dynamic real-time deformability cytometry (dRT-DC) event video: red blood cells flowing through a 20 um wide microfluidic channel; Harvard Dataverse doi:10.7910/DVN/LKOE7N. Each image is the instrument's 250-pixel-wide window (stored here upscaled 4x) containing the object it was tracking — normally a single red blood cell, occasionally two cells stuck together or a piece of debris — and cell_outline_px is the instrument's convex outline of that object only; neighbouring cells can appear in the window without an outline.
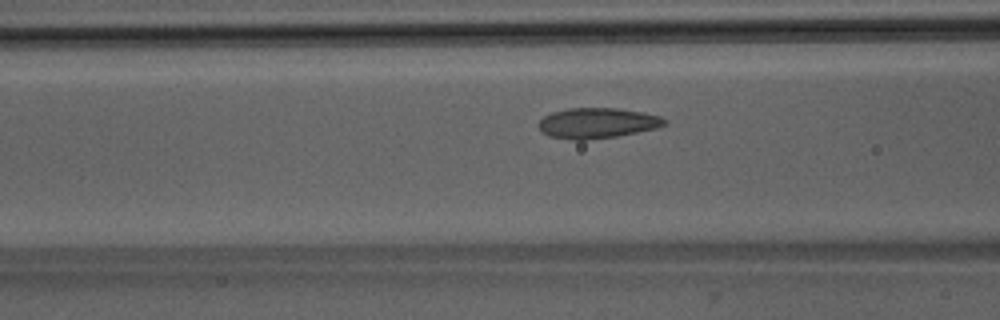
{"species": "Egyptian fruit bat (a non-hibernating species)", "species_latin": "Rousettus aegyptiacus", "temperature_condition": "room temperature", "stored_images_in_passage": 45, "camera_frame_rate_fps": 3000, "um_per_image_px": 0.085, "animal": {"sex": "male"}, "frame": {"image": 1, "passage_image": 14, "time_ms": 4.333, "image_size_px": [1000, 320], "cell_outline_px": [[668, 124], [656, 128], [616, 136], [584, 140], [576, 140], [548, 136], [540, 132], [536, 124], [544, 116], [552, 112], [568, 108], [616, 108], [640, 112], [660, 116], [668, 120]], "centroid_in_image_um": [50.73, 10.46], "position_along_channel_um": 115.9, "area_um2": 22.37}}
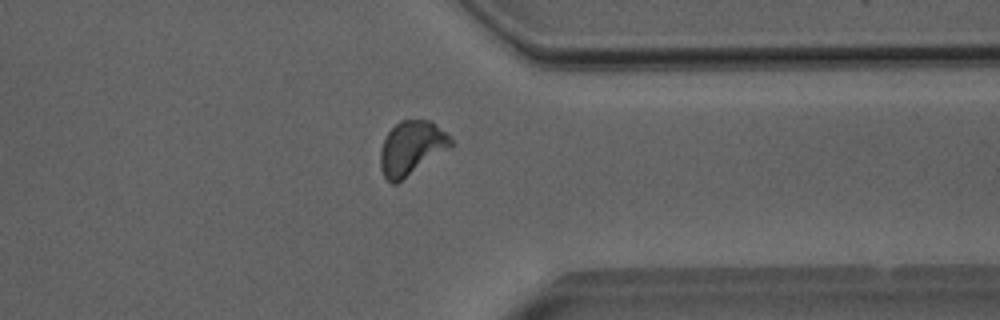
{"frame": {"image": 2, "passage_image": 34, "time_ms": 11.0, "image_size_px": [1000, 320], "cell_outline_px": [[456, 144], [452, 148], [396, 184], [392, 184], [384, 176], [380, 168], [380, 152], [384, 140], [388, 132], [400, 120], [432, 120]], "centroid_in_image_um": [35.0, 12.59], "position_along_channel_um": 376.4, "area_um2": 22.37}}
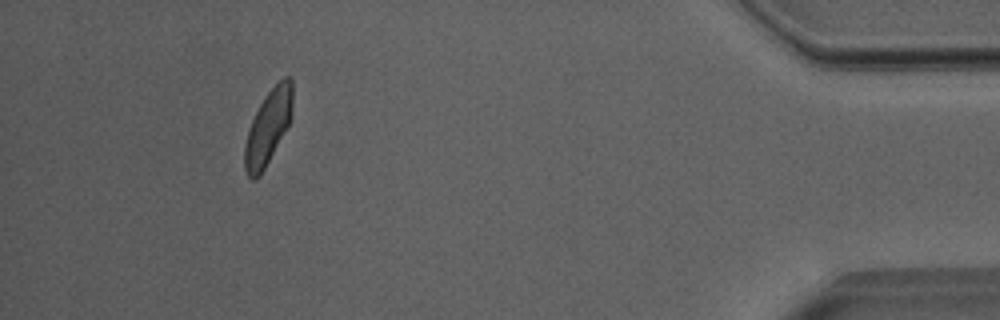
{"frame": {"image": 3, "passage_image": 41, "time_ms": 13.333, "image_size_px": [1000, 320], "cell_outline_px": [[292, 116], [288, 124], [264, 168], [256, 180], [252, 180], [248, 176], [244, 168], [244, 144], [248, 128], [260, 104], [268, 92], [284, 76], [292, 76]], "centroid_in_image_um": [22.77, 10.8], "position_along_channel_um": 412.4, "area_um2": 20.4}, "authors_computed_cell_mechanics": {"area_um2": 21.5594, "velocity_mm_per_s": 3.9685, "shape_relaxation_time_tau1_ms": 3.4306, "shape_relaxation_time_tau2_ms": 1.5293, "deformation_change_tau1": 0.1182, "deformation_change_tau2": 0.0365}}